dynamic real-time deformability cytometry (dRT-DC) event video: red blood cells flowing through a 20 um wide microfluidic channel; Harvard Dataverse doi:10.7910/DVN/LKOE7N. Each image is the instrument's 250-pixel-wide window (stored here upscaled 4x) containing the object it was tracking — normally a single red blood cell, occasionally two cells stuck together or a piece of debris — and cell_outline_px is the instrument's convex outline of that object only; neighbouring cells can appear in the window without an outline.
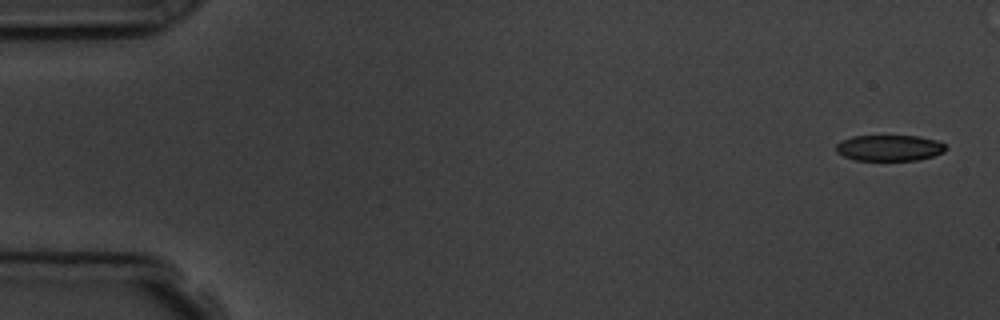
{"species": "common noctule bat (a hibernating species)", "species_latin": "Nyctalus noctula", "temperature_condition": "room temperature", "stored_images_in_passage": 5, "camera_frame_rate_fps": 3000, "um_per_image_px": 0.085, "animal": {"sex": "male", "body_mass_g": 19.5, "forearm_length_mm": 54.6}, "frame": {"image": 1, "passage_image": 1, "time_ms": 0.0, "image_size_px": [1000, 320], "cell_outline_px": [[948, 148], [944, 152], [932, 156], [916, 160], [856, 160], [844, 156], [836, 152], [836, 144], [840, 140], [852, 136], [920, 136], [936, 140], [944, 144]], "centroid_in_image_um": [75.59, 12.56], "position_along_channel_um": 9.4, "area_um2": 16.65}}
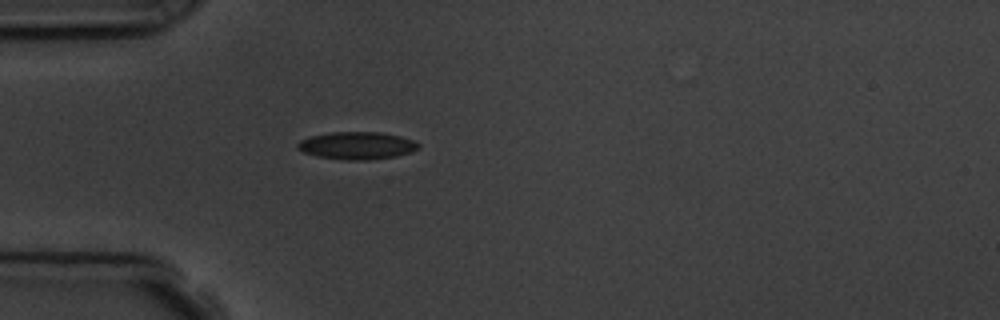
{"frame": {"image": 2, "passage_image": 5, "time_ms": 4.667, "image_size_px": [1000, 320], "cell_outline_px": [[420, 148], [412, 152], [396, 156], [368, 160], [344, 160], [316, 156], [304, 152], [296, 148], [296, 144], [300, 140], [308, 136], [332, 132], [380, 132], [400, 136], [412, 140], [420, 144]], "centroid_in_image_um": [30.33, 12.37], "position_along_channel_um": 54.7, "area_um2": 19.54}}